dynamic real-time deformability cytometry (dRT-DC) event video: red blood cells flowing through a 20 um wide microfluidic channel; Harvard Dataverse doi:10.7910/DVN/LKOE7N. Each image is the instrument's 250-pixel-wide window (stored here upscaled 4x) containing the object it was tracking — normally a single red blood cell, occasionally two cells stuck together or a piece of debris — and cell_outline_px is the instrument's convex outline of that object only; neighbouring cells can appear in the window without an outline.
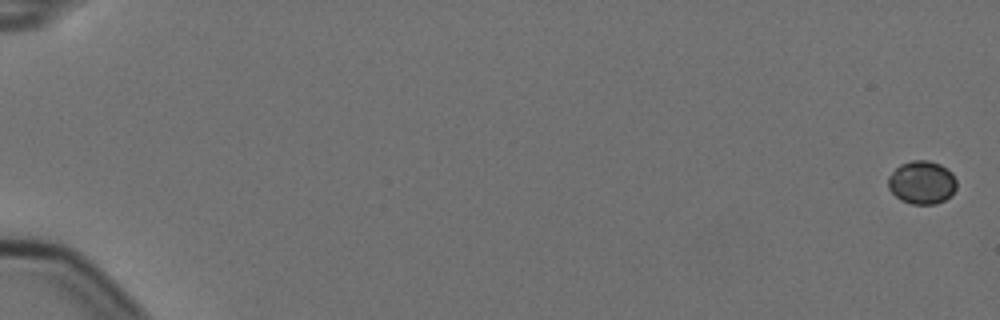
{"species": "Egyptian fruit bat (a non-hibernating species)", "species_latin": "Rousettus aegyptiacus", "temperature_condition": "cold", "stored_images_in_passage": 2, "camera_frame_rate_fps": 3000, "um_per_image_px": 0.085, "animal": {"sex": "female"}, "frame": {"image": 1, "passage_image": 1, "time_ms": 0.0, "image_size_px": [1000, 320], "cell_outline_px": [[956, 188], [944, 200], [936, 204], [912, 204], [900, 200], [888, 188], [888, 176], [900, 164], [912, 160], [928, 160], [940, 164], [948, 168], [952, 172], [956, 180]], "centroid_in_image_um": [78.35, 15.49], "position_along_channel_um": 6.6, "area_um2": 17.28}}